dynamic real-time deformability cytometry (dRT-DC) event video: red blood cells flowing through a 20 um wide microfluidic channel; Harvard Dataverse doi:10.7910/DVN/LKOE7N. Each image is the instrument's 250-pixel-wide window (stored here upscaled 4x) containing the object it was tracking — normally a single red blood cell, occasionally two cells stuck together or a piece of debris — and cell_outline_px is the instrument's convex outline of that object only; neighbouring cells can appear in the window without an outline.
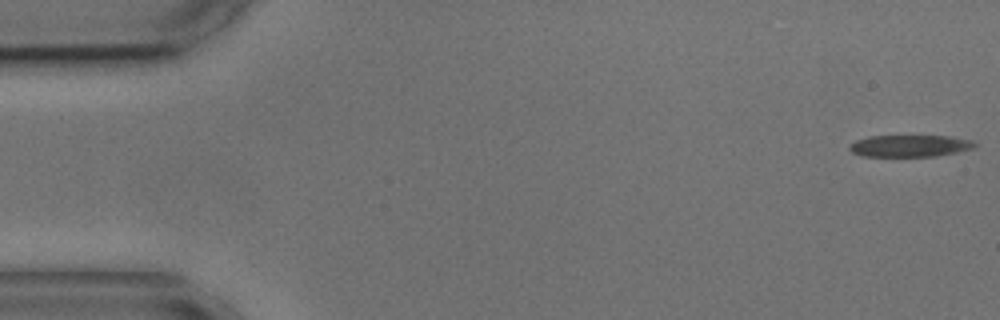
{"species": "common noctule bat (a hibernating species)", "species_latin": "Nyctalus noctula", "temperature_condition": "cold", "stored_images_in_passage": 2, "segment_of_instrument_passage": [2, 2], "camera_frame_rate_fps": 3000, "um_per_image_px": 0.085, "animal": {"sex": "male", "body_mass_g": 17.9, "forearm_length_mm": 54.2}, "frame": {"image": 1, "passage_image": 2, "time_ms": 1.333, "image_size_px": [1000, 320], "cell_outline_px": [[976, 144], [972, 148], [956, 152], [936, 156], [864, 156], [852, 152], [848, 148], [856, 140], [868, 136], [948, 136], [972, 140]], "centroid_in_image_um": [77.32, 12.39], "position_along_channel_um": 7.7, "area_um2": 15.72}}